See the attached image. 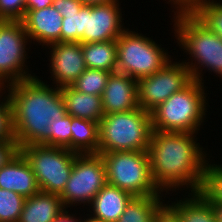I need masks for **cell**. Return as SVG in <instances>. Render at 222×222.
<instances>
[{
  "label": "cell",
  "mask_w": 222,
  "mask_h": 222,
  "mask_svg": "<svg viewBox=\"0 0 222 222\" xmlns=\"http://www.w3.org/2000/svg\"><path fill=\"white\" fill-rule=\"evenodd\" d=\"M195 133L152 131L148 155L155 185L161 192H199L210 158ZM204 149V151H203ZM191 190V191H190Z\"/></svg>",
  "instance_id": "1"
},
{
  "label": "cell",
  "mask_w": 222,
  "mask_h": 222,
  "mask_svg": "<svg viewBox=\"0 0 222 222\" xmlns=\"http://www.w3.org/2000/svg\"><path fill=\"white\" fill-rule=\"evenodd\" d=\"M50 86L35 76L5 87L13 138L19 147L44 144L50 122L67 114L60 88Z\"/></svg>",
  "instance_id": "2"
},
{
  "label": "cell",
  "mask_w": 222,
  "mask_h": 222,
  "mask_svg": "<svg viewBox=\"0 0 222 222\" xmlns=\"http://www.w3.org/2000/svg\"><path fill=\"white\" fill-rule=\"evenodd\" d=\"M174 11L175 42L190 55L191 62L184 60L182 63L189 69L191 78L204 83L201 72L205 68L222 78V39L191 11Z\"/></svg>",
  "instance_id": "3"
},
{
  "label": "cell",
  "mask_w": 222,
  "mask_h": 222,
  "mask_svg": "<svg viewBox=\"0 0 222 222\" xmlns=\"http://www.w3.org/2000/svg\"><path fill=\"white\" fill-rule=\"evenodd\" d=\"M205 87L204 83L192 79L156 107L151 112L152 131L198 134L208 112Z\"/></svg>",
  "instance_id": "4"
},
{
  "label": "cell",
  "mask_w": 222,
  "mask_h": 222,
  "mask_svg": "<svg viewBox=\"0 0 222 222\" xmlns=\"http://www.w3.org/2000/svg\"><path fill=\"white\" fill-rule=\"evenodd\" d=\"M151 113L141 107L104 115L99 122L98 153L148 151Z\"/></svg>",
  "instance_id": "5"
},
{
  "label": "cell",
  "mask_w": 222,
  "mask_h": 222,
  "mask_svg": "<svg viewBox=\"0 0 222 222\" xmlns=\"http://www.w3.org/2000/svg\"><path fill=\"white\" fill-rule=\"evenodd\" d=\"M106 167L107 183L133 197L162 195L152 178L148 151L98 153Z\"/></svg>",
  "instance_id": "6"
},
{
  "label": "cell",
  "mask_w": 222,
  "mask_h": 222,
  "mask_svg": "<svg viewBox=\"0 0 222 222\" xmlns=\"http://www.w3.org/2000/svg\"><path fill=\"white\" fill-rule=\"evenodd\" d=\"M116 72L140 79L161 70L172 56L152 38L128 28L116 39Z\"/></svg>",
  "instance_id": "7"
},
{
  "label": "cell",
  "mask_w": 222,
  "mask_h": 222,
  "mask_svg": "<svg viewBox=\"0 0 222 222\" xmlns=\"http://www.w3.org/2000/svg\"><path fill=\"white\" fill-rule=\"evenodd\" d=\"M19 152L34 172L40 191L61 195L70 178L76 152L44 144L24 145Z\"/></svg>",
  "instance_id": "8"
},
{
  "label": "cell",
  "mask_w": 222,
  "mask_h": 222,
  "mask_svg": "<svg viewBox=\"0 0 222 222\" xmlns=\"http://www.w3.org/2000/svg\"><path fill=\"white\" fill-rule=\"evenodd\" d=\"M107 184L106 167L100 154H77L70 178L60 195L65 208L89 205ZM88 203V204H87Z\"/></svg>",
  "instance_id": "9"
},
{
  "label": "cell",
  "mask_w": 222,
  "mask_h": 222,
  "mask_svg": "<svg viewBox=\"0 0 222 222\" xmlns=\"http://www.w3.org/2000/svg\"><path fill=\"white\" fill-rule=\"evenodd\" d=\"M28 41L21 20H0V83L4 87L36 76L26 65Z\"/></svg>",
  "instance_id": "10"
},
{
  "label": "cell",
  "mask_w": 222,
  "mask_h": 222,
  "mask_svg": "<svg viewBox=\"0 0 222 222\" xmlns=\"http://www.w3.org/2000/svg\"><path fill=\"white\" fill-rule=\"evenodd\" d=\"M173 60L158 72L137 80L138 104L143 110L151 113L192 80L189 69L180 60Z\"/></svg>",
  "instance_id": "11"
},
{
  "label": "cell",
  "mask_w": 222,
  "mask_h": 222,
  "mask_svg": "<svg viewBox=\"0 0 222 222\" xmlns=\"http://www.w3.org/2000/svg\"><path fill=\"white\" fill-rule=\"evenodd\" d=\"M119 6L120 1L85 4L83 43L116 40L127 29L122 23L124 18Z\"/></svg>",
  "instance_id": "12"
},
{
  "label": "cell",
  "mask_w": 222,
  "mask_h": 222,
  "mask_svg": "<svg viewBox=\"0 0 222 222\" xmlns=\"http://www.w3.org/2000/svg\"><path fill=\"white\" fill-rule=\"evenodd\" d=\"M51 56L48 67L55 87L71 86L87 68L80 42H57L45 47ZM51 64V65H50Z\"/></svg>",
  "instance_id": "13"
},
{
  "label": "cell",
  "mask_w": 222,
  "mask_h": 222,
  "mask_svg": "<svg viewBox=\"0 0 222 222\" xmlns=\"http://www.w3.org/2000/svg\"><path fill=\"white\" fill-rule=\"evenodd\" d=\"M101 98L105 115L137 109V79L119 72L111 73Z\"/></svg>",
  "instance_id": "14"
},
{
  "label": "cell",
  "mask_w": 222,
  "mask_h": 222,
  "mask_svg": "<svg viewBox=\"0 0 222 222\" xmlns=\"http://www.w3.org/2000/svg\"><path fill=\"white\" fill-rule=\"evenodd\" d=\"M62 15L53 7L29 10L22 20L30 43L48 46L61 42Z\"/></svg>",
  "instance_id": "15"
},
{
  "label": "cell",
  "mask_w": 222,
  "mask_h": 222,
  "mask_svg": "<svg viewBox=\"0 0 222 222\" xmlns=\"http://www.w3.org/2000/svg\"><path fill=\"white\" fill-rule=\"evenodd\" d=\"M0 188L13 191L25 198L40 191L34 172L20 152L0 168Z\"/></svg>",
  "instance_id": "16"
},
{
  "label": "cell",
  "mask_w": 222,
  "mask_h": 222,
  "mask_svg": "<svg viewBox=\"0 0 222 222\" xmlns=\"http://www.w3.org/2000/svg\"><path fill=\"white\" fill-rule=\"evenodd\" d=\"M132 198L128 192L107 183L88 205L89 214L98 220L116 222Z\"/></svg>",
  "instance_id": "17"
},
{
  "label": "cell",
  "mask_w": 222,
  "mask_h": 222,
  "mask_svg": "<svg viewBox=\"0 0 222 222\" xmlns=\"http://www.w3.org/2000/svg\"><path fill=\"white\" fill-rule=\"evenodd\" d=\"M65 209L59 195L39 191L25 199L18 222H52Z\"/></svg>",
  "instance_id": "18"
},
{
  "label": "cell",
  "mask_w": 222,
  "mask_h": 222,
  "mask_svg": "<svg viewBox=\"0 0 222 222\" xmlns=\"http://www.w3.org/2000/svg\"><path fill=\"white\" fill-rule=\"evenodd\" d=\"M65 102L66 113L72 117L100 122L105 115L101 96L78 92L72 86L60 88Z\"/></svg>",
  "instance_id": "19"
},
{
  "label": "cell",
  "mask_w": 222,
  "mask_h": 222,
  "mask_svg": "<svg viewBox=\"0 0 222 222\" xmlns=\"http://www.w3.org/2000/svg\"><path fill=\"white\" fill-rule=\"evenodd\" d=\"M188 197L168 201L166 206L181 222H217L213 205L200 192L188 193Z\"/></svg>",
  "instance_id": "20"
},
{
  "label": "cell",
  "mask_w": 222,
  "mask_h": 222,
  "mask_svg": "<svg viewBox=\"0 0 222 222\" xmlns=\"http://www.w3.org/2000/svg\"><path fill=\"white\" fill-rule=\"evenodd\" d=\"M163 195L133 197L116 222H156L158 214L166 206Z\"/></svg>",
  "instance_id": "21"
},
{
  "label": "cell",
  "mask_w": 222,
  "mask_h": 222,
  "mask_svg": "<svg viewBox=\"0 0 222 222\" xmlns=\"http://www.w3.org/2000/svg\"><path fill=\"white\" fill-rule=\"evenodd\" d=\"M71 133V151L77 154H98V122L72 117Z\"/></svg>",
  "instance_id": "22"
},
{
  "label": "cell",
  "mask_w": 222,
  "mask_h": 222,
  "mask_svg": "<svg viewBox=\"0 0 222 222\" xmlns=\"http://www.w3.org/2000/svg\"><path fill=\"white\" fill-rule=\"evenodd\" d=\"M82 52L87 68L105 70L112 73L116 72V40L83 43Z\"/></svg>",
  "instance_id": "23"
},
{
  "label": "cell",
  "mask_w": 222,
  "mask_h": 222,
  "mask_svg": "<svg viewBox=\"0 0 222 222\" xmlns=\"http://www.w3.org/2000/svg\"><path fill=\"white\" fill-rule=\"evenodd\" d=\"M207 164L204 168L203 183L200 193L212 204H222V165Z\"/></svg>",
  "instance_id": "24"
},
{
  "label": "cell",
  "mask_w": 222,
  "mask_h": 222,
  "mask_svg": "<svg viewBox=\"0 0 222 222\" xmlns=\"http://www.w3.org/2000/svg\"><path fill=\"white\" fill-rule=\"evenodd\" d=\"M191 12L211 31L222 39V2L205 0L198 3Z\"/></svg>",
  "instance_id": "25"
},
{
  "label": "cell",
  "mask_w": 222,
  "mask_h": 222,
  "mask_svg": "<svg viewBox=\"0 0 222 222\" xmlns=\"http://www.w3.org/2000/svg\"><path fill=\"white\" fill-rule=\"evenodd\" d=\"M112 72L86 68L71 85L78 92L101 96Z\"/></svg>",
  "instance_id": "26"
},
{
  "label": "cell",
  "mask_w": 222,
  "mask_h": 222,
  "mask_svg": "<svg viewBox=\"0 0 222 222\" xmlns=\"http://www.w3.org/2000/svg\"><path fill=\"white\" fill-rule=\"evenodd\" d=\"M71 120L72 116L69 114L53 119L49 124L48 140L44 145L67 148L71 151Z\"/></svg>",
  "instance_id": "27"
},
{
  "label": "cell",
  "mask_w": 222,
  "mask_h": 222,
  "mask_svg": "<svg viewBox=\"0 0 222 222\" xmlns=\"http://www.w3.org/2000/svg\"><path fill=\"white\" fill-rule=\"evenodd\" d=\"M25 197L0 188V222H18Z\"/></svg>",
  "instance_id": "28"
},
{
  "label": "cell",
  "mask_w": 222,
  "mask_h": 222,
  "mask_svg": "<svg viewBox=\"0 0 222 222\" xmlns=\"http://www.w3.org/2000/svg\"><path fill=\"white\" fill-rule=\"evenodd\" d=\"M85 29V4L78 13L65 14L62 18L61 42H80L83 44Z\"/></svg>",
  "instance_id": "29"
},
{
  "label": "cell",
  "mask_w": 222,
  "mask_h": 222,
  "mask_svg": "<svg viewBox=\"0 0 222 222\" xmlns=\"http://www.w3.org/2000/svg\"><path fill=\"white\" fill-rule=\"evenodd\" d=\"M25 15V0H0V20L22 21Z\"/></svg>",
  "instance_id": "30"
},
{
  "label": "cell",
  "mask_w": 222,
  "mask_h": 222,
  "mask_svg": "<svg viewBox=\"0 0 222 222\" xmlns=\"http://www.w3.org/2000/svg\"><path fill=\"white\" fill-rule=\"evenodd\" d=\"M6 94L0 98V139L13 138L11 110Z\"/></svg>",
  "instance_id": "31"
},
{
  "label": "cell",
  "mask_w": 222,
  "mask_h": 222,
  "mask_svg": "<svg viewBox=\"0 0 222 222\" xmlns=\"http://www.w3.org/2000/svg\"><path fill=\"white\" fill-rule=\"evenodd\" d=\"M18 152L19 146L14 138L0 139V168L7 164Z\"/></svg>",
  "instance_id": "32"
},
{
  "label": "cell",
  "mask_w": 222,
  "mask_h": 222,
  "mask_svg": "<svg viewBox=\"0 0 222 222\" xmlns=\"http://www.w3.org/2000/svg\"><path fill=\"white\" fill-rule=\"evenodd\" d=\"M80 0H53V7L65 18V14L78 13L83 7Z\"/></svg>",
  "instance_id": "33"
},
{
  "label": "cell",
  "mask_w": 222,
  "mask_h": 222,
  "mask_svg": "<svg viewBox=\"0 0 222 222\" xmlns=\"http://www.w3.org/2000/svg\"><path fill=\"white\" fill-rule=\"evenodd\" d=\"M205 0H169L176 11H191L198 3ZM173 3V4H172ZM175 6V7H174Z\"/></svg>",
  "instance_id": "34"
},
{
  "label": "cell",
  "mask_w": 222,
  "mask_h": 222,
  "mask_svg": "<svg viewBox=\"0 0 222 222\" xmlns=\"http://www.w3.org/2000/svg\"><path fill=\"white\" fill-rule=\"evenodd\" d=\"M26 13L29 10H38L53 6V0H25Z\"/></svg>",
  "instance_id": "35"
},
{
  "label": "cell",
  "mask_w": 222,
  "mask_h": 222,
  "mask_svg": "<svg viewBox=\"0 0 222 222\" xmlns=\"http://www.w3.org/2000/svg\"><path fill=\"white\" fill-rule=\"evenodd\" d=\"M156 222H181V221L167 206H165L158 214Z\"/></svg>",
  "instance_id": "36"
},
{
  "label": "cell",
  "mask_w": 222,
  "mask_h": 222,
  "mask_svg": "<svg viewBox=\"0 0 222 222\" xmlns=\"http://www.w3.org/2000/svg\"><path fill=\"white\" fill-rule=\"evenodd\" d=\"M75 214H70L67 208L62 211L52 222H83L82 217L78 219Z\"/></svg>",
  "instance_id": "37"
},
{
  "label": "cell",
  "mask_w": 222,
  "mask_h": 222,
  "mask_svg": "<svg viewBox=\"0 0 222 222\" xmlns=\"http://www.w3.org/2000/svg\"><path fill=\"white\" fill-rule=\"evenodd\" d=\"M217 222H222V204L213 205Z\"/></svg>",
  "instance_id": "38"
},
{
  "label": "cell",
  "mask_w": 222,
  "mask_h": 222,
  "mask_svg": "<svg viewBox=\"0 0 222 222\" xmlns=\"http://www.w3.org/2000/svg\"><path fill=\"white\" fill-rule=\"evenodd\" d=\"M80 1L86 5H93V4H103V3L119 1V0H80Z\"/></svg>",
  "instance_id": "39"
},
{
  "label": "cell",
  "mask_w": 222,
  "mask_h": 222,
  "mask_svg": "<svg viewBox=\"0 0 222 222\" xmlns=\"http://www.w3.org/2000/svg\"><path fill=\"white\" fill-rule=\"evenodd\" d=\"M88 217V218H86ZM83 218V222H105V221H102V220H98L96 218H93L92 216H90V214H87V216Z\"/></svg>",
  "instance_id": "40"
},
{
  "label": "cell",
  "mask_w": 222,
  "mask_h": 222,
  "mask_svg": "<svg viewBox=\"0 0 222 222\" xmlns=\"http://www.w3.org/2000/svg\"><path fill=\"white\" fill-rule=\"evenodd\" d=\"M5 87H0V98L4 95V93H5Z\"/></svg>",
  "instance_id": "41"
}]
</instances>
